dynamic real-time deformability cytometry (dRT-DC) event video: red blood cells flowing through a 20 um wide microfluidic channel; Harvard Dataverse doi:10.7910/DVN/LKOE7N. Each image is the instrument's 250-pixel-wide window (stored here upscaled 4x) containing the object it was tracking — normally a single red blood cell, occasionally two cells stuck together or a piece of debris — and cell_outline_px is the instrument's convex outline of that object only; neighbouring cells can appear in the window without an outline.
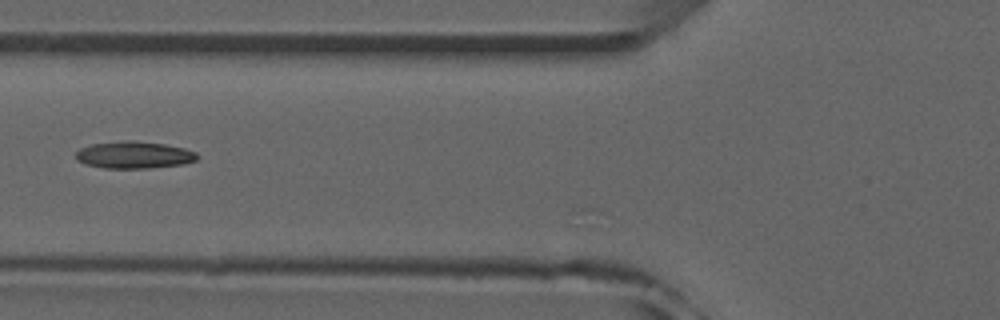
{"species": "common noctule bat (a hibernating species)", "species_latin": "Nyctalus noctula", "temperature_condition": "room temperature", "stored_images_in_passage": 9, "camera_frame_rate_fps": 3000, "um_per_image_px": 0.085, "animal": {"sex": "male", "forearm_length_mm": 52.5}, "frame": {"image": 1, "passage_image": 3, "time_ms": 0.667, "image_size_px": [1000, 320], "cell_outline_px": [[200, 156], [196, 160], [180, 164], [148, 168], [104, 168], [84, 164], [76, 160], [76, 152], [80, 148], [92, 144], [124, 140], [132, 140], [164, 144], [184, 148], [196, 152]], "centroid_in_image_um": [11.37, 13.16], "position_along_channel_um": 114.4, "area_um2": 19.13}}